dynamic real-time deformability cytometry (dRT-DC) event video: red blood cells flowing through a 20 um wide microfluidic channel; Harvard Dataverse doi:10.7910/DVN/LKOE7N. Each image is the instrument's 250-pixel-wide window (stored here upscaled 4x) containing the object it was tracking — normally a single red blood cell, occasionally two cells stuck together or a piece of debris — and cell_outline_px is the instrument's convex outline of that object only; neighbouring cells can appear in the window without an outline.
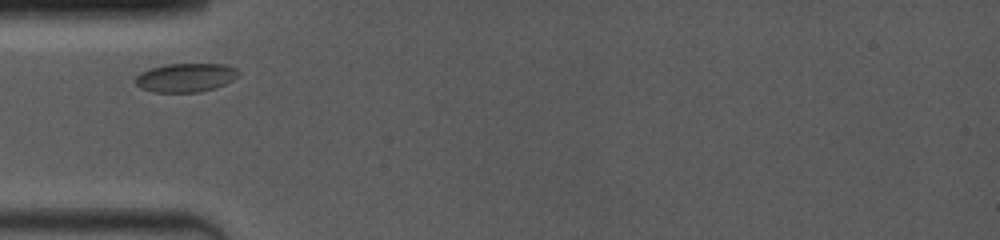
{"species": "common noctule bat (a hibernating species)", "species_latin": "Nyctalus noctula", "temperature_condition": "room temperature", "stored_images_in_passage": 40, "camera_frame_rate_fps": 4000, "um_per_image_px": 0.085, "animal": {"sex": "female", "body_mass_g": 19.0, "forearm_length_mm": 53.3}, "frame": {"image": 1, "passage_image": 1, "time_ms": 0.0, "image_size_px": [1000, 240], "cell_outline_px": [[240, 76], [216, 88], [200, 92], [152, 92], [140, 88], [132, 80], [140, 72], [164, 64], [224, 64], [236, 68], [240, 72]], "centroid_in_image_um": [15.77, 6.6], "position_along_channel_um": 69.2, "area_um2": 17.51}}
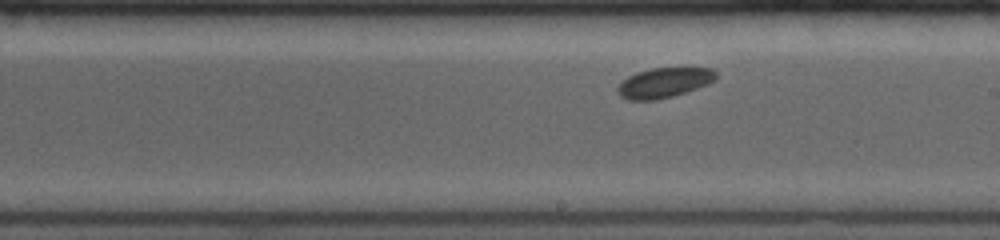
{"frame": {"image": 2, "passage_image": 23, "time_ms": 4.25, "image_size_px": [1000, 240], "cell_outline_px": [[716, 80], [708, 84], [672, 96], [656, 100], [628, 100], [620, 96], [616, 92], [616, 88], [628, 76], [636, 72], [648, 68], [712, 68], [716, 72]], "centroid_in_image_um": [56.42, 7.02], "position_along_channel_um": 232.6, "area_um2": 17.17}}
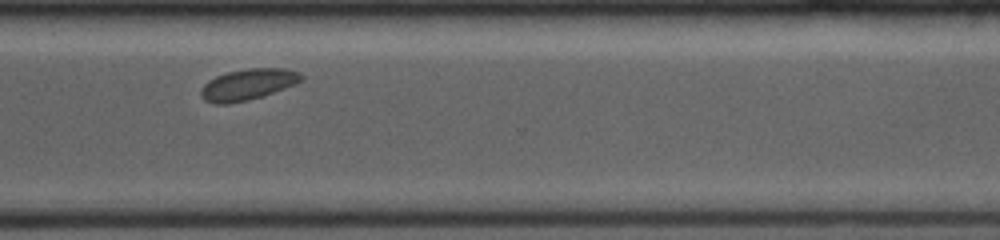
{"frame": {"image": 3, "passage_image": 39, "time_ms": 7.25, "image_size_px": [1000, 240], "cell_outline_px": [[304, 80], [296, 84], [264, 96], [248, 100], [228, 104], [216, 104], [204, 100], [200, 96], [200, 88], [208, 80], [216, 76], [228, 72], [248, 68], [284, 68], [300, 72], [304, 76]], "centroid_in_image_um": [21.09, 7.18], "position_along_channel_um": 349.5, "area_um2": 18.5}}